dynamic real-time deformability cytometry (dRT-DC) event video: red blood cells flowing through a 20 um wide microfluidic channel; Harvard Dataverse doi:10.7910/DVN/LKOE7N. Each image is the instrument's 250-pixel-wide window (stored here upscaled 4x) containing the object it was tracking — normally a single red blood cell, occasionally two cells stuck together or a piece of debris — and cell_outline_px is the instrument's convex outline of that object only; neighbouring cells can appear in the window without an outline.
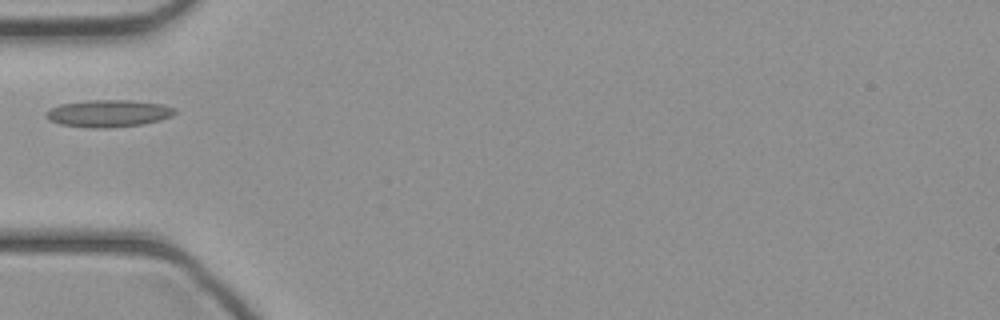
{"species": "common noctule bat (a hibernating species)", "species_latin": "Nyctalus noctula", "temperature_condition": "cold", "stored_images_in_passage": 31, "camera_frame_rate_fps": 3000, "um_per_image_px": 0.085, "animal": {"sex": "female", "body_mass_g": 21.9}, "frame": {"image": 1, "passage_image": 1, "time_ms": 0.0, "image_size_px": [1000, 320], "cell_outline_px": [[176, 112], [172, 116], [160, 120], [144, 124], [112, 128], [88, 128], [60, 124], [48, 120], [44, 116], [44, 112], [48, 108], [60, 104], [88, 100], [132, 100], [164, 104], [176, 108]], "centroid_in_image_um": [9.2, 9.64], "position_along_channel_um": 75.8, "area_um2": 20.87}}
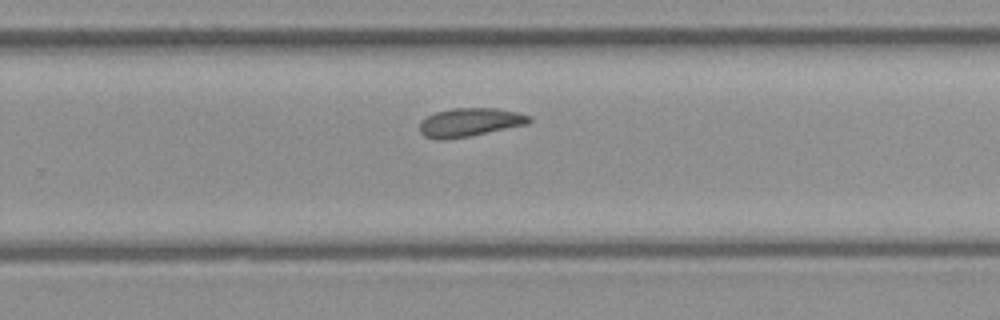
{"frame": {"image": 2, "passage_image": 15, "time_ms": 4.667, "image_size_px": [1000, 320], "cell_outline_px": [[532, 120], [528, 124], [448, 140], [436, 140], [424, 136], [420, 132], [420, 120], [436, 112], [452, 108], [496, 108], [516, 112], [532, 116]], "centroid_in_image_um": [39.91, 10.4], "position_along_channel_um": 289.9, "area_um2": 18.26}}
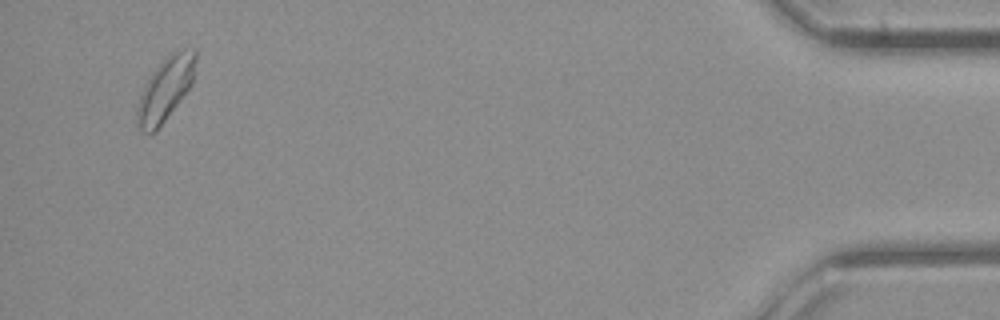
{"frame": {"image": 3, "passage_image": 29, "time_ms": 9.333, "image_size_px": [1000, 320], "cell_outline_px": [[196, 60], [192, 84], [156, 132], [144, 132], [136, 124], [136, 108], [144, 84], [152, 72], [164, 56], [172, 52], [196, 48]], "centroid_in_image_um": [14.04, 7.56], "position_along_channel_um": 421.2, "area_um2": 21.62}}